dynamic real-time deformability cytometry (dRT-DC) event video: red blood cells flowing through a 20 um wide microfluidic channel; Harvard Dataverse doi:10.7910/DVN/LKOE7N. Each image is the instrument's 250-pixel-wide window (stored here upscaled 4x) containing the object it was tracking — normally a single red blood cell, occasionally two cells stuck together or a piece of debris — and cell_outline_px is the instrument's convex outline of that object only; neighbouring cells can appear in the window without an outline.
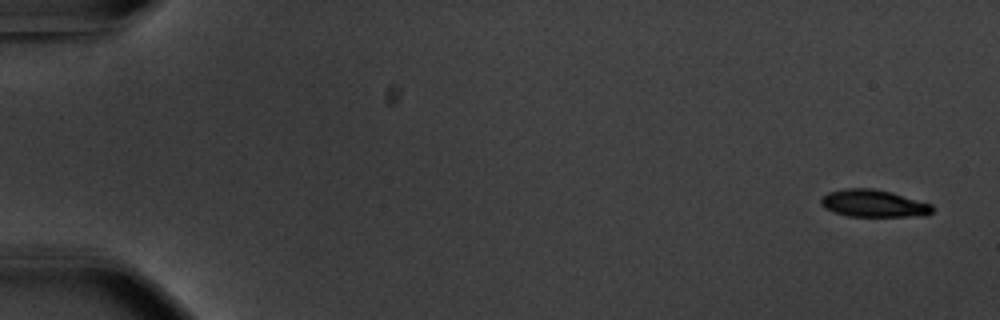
{"species": "common noctule bat (a hibernating species)", "species_latin": "Nyctalus noctula", "temperature_condition": "warm", "stored_images_in_passage": 54, "camera_frame_rate_fps": 3000, "um_per_image_px": 0.085, "animal": {"sex": "male", "body_mass_g": 20.1, "forearm_length_mm": 53.5}, "frame": {"image": 1, "passage_image": 1, "time_ms": 0.0, "image_size_px": [1000, 320], "cell_outline_px": [[932, 212], [928, 216], [848, 216], [832, 212], [824, 208], [820, 204], [820, 196], [828, 192], [844, 188], [872, 188], [892, 192], [932, 204]], "centroid_in_image_um": [74.21, 17.29], "position_along_channel_um": 10.8, "area_um2": 17.98}}
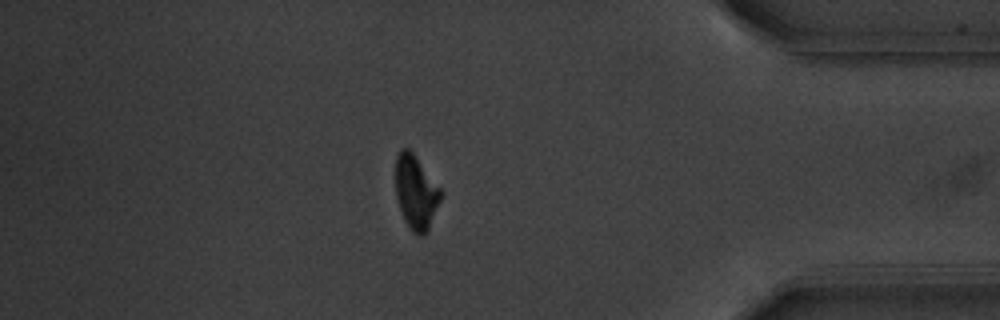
{"frame": {"image": 2, "passage_image": 47, "time_ms": 15.333, "image_size_px": [1000, 320], "cell_outline_px": [[444, 192], [428, 232], [424, 236], [420, 236], [412, 232], [404, 220], [396, 196], [396, 156], [400, 148], [408, 148], [416, 156]], "centroid_in_image_um": [35.38, 16.36], "position_along_channel_um": 399.8, "area_um2": 19.77}}
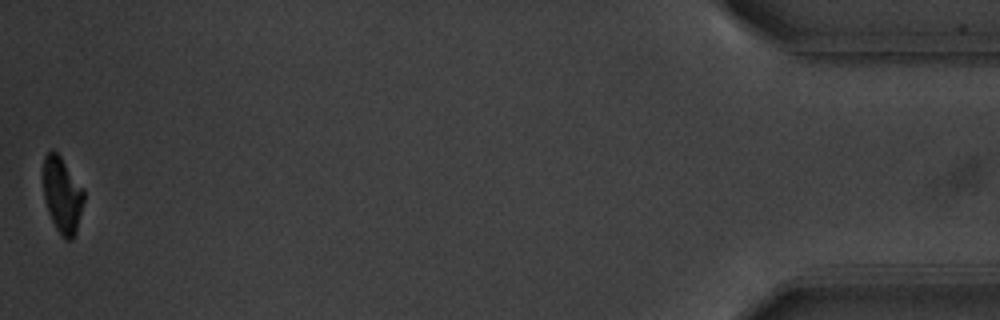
{"frame": {"image": 3, "passage_image": 54, "time_ms": 17.667, "image_size_px": [1000, 320], "cell_outline_px": [[84, 200], [76, 232], [72, 240], [64, 240], [60, 236], [48, 212], [44, 196], [44, 156], [48, 152], [56, 152], [60, 156], [84, 188]], "centroid_in_image_um": [5.31, 16.62], "position_along_channel_um": 429.9, "area_um2": 17.86}, "authors_computed_cell_mechanics": {"area_um2": 19.5653, "velocity_mm_per_s": 3.718, "shape_relaxation_time_tau1_ms": 2.1854, "shape_relaxation_time_tau2_ms": 6.6691, "deformation_change_tau1": 0.1836, "deformation_change_tau2": 0.1348}}